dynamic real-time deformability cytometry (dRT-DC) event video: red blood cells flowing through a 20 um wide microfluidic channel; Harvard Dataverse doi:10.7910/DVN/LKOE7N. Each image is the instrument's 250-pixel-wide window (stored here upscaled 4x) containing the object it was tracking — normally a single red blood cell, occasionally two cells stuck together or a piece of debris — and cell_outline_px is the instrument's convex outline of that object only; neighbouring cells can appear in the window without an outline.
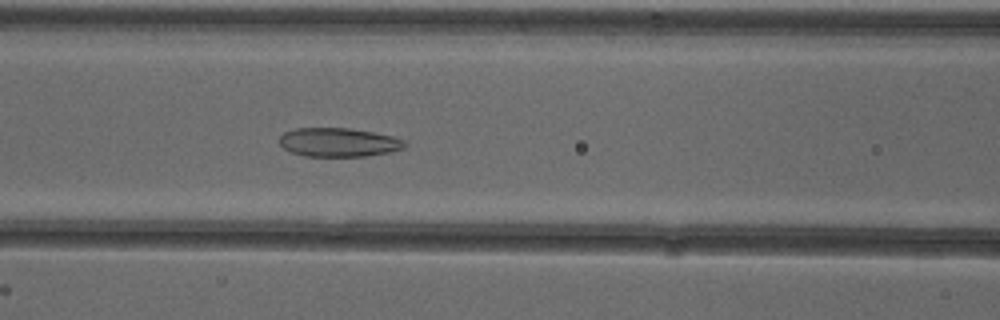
{"species": "common noctule bat (a hibernating species)", "species_latin": "Nyctalus noctula", "temperature_condition": "cold", "stored_images_in_passage": 24, "camera_frame_rate_fps": 3000, "um_per_image_px": 0.085, "animal": {"sex": "female"}, "frame": {"image": 1, "passage_image": 6, "time_ms": 1.667, "image_size_px": [1000, 320], "cell_outline_px": [[408, 144], [404, 148], [392, 152], [364, 156], [304, 156], [292, 152], [284, 148], [280, 144], [280, 136], [284, 132], [296, 128], [348, 128], [372, 132], [392, 136], [404, 140]], "centroid_in_image_um": [28.8, 12.1], "position_along_channel_um": 137.8, "area_um2": 21.04}}
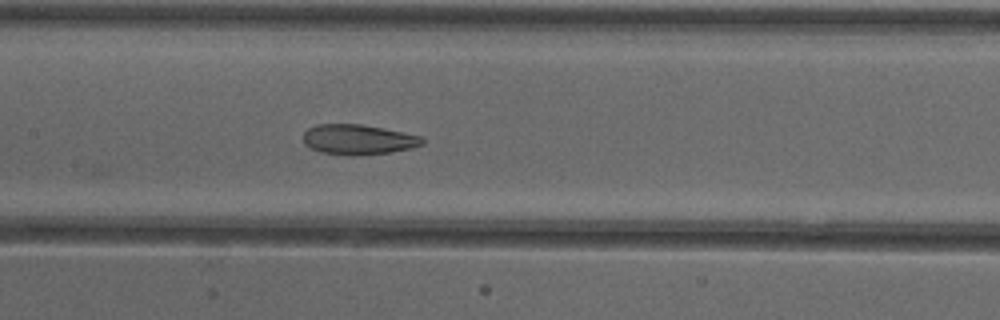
{"frame": {"image": 2, "passage_image": 9, "time_ms": 2.667, "image_size_px": [1000, 320], "cell_outline_px": [[424, 144], [412, 148], [388, 152], [352, 156], [348, 156], [320, 152], [304, 144], [304, 132], [308, 128], [316, 124], [360, 124], [384, 128], [424, 136]], "centroid_in_image_um": [30.47, 11.85], "position_along_channel_um": 176.9, "area_um2": 21.04}}
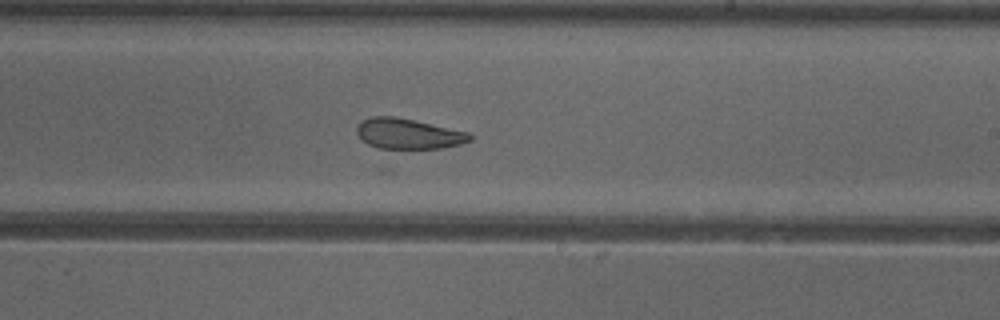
{"frame": {"image": 3, "passage_image": 15, "time_ms": 4.667, "image_size_px": [1000, 320], "cell_outline_px": [[472, 140], [460, 144], [444, 148], [392, 152], [388, 152], [368, 144], [356, 132], [356, 128], [360, 120], [372, 116], [396, 116], [468, 132], [472, 136]], "centroid_in_image_um": [34.67, 11.42], "position_along_channel_um": 254.3, "area_um2": 20.98}}